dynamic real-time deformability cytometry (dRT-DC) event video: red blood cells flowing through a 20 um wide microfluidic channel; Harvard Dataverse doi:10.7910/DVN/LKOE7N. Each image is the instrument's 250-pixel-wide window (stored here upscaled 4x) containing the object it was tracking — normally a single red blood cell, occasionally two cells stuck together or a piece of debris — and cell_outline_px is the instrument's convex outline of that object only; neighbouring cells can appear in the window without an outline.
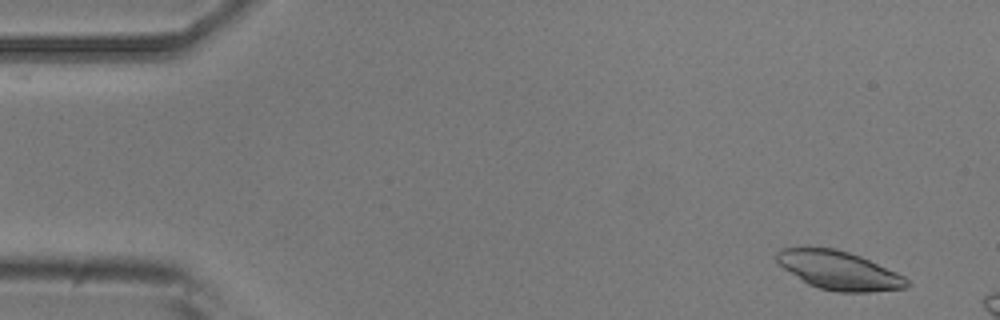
{"species": "common noctule bat (a hibernating species)", "species_latin": "Nyctalus noctula", "temperature_condition": "room temperature", "stored_images_in_passage": 10, "camera_frame_rate_fps": 3000, "um_per_image_px": 0.085, "animal": {"sex": "male", "body_mass_g": 20.5, "forearm_length_mm": 52.5}, "frame": {"image": 1, "passage_image": 4, "time_ms": 1.0, "image_size_px": [1000, 320], "cell_outline_px": [[912, 284], [908, 288], [868, 292], [836, 292], [820, 288], [808, 284], [784, 268], [776, 260], [776, 252], [780, 248], [836, 248], [860, 256], [896, 272], [904, 276]], "centroid_in_image_um": [71.34, 22.99], "position_along_channel_um": 13.7, "area_um2": 29.07}}